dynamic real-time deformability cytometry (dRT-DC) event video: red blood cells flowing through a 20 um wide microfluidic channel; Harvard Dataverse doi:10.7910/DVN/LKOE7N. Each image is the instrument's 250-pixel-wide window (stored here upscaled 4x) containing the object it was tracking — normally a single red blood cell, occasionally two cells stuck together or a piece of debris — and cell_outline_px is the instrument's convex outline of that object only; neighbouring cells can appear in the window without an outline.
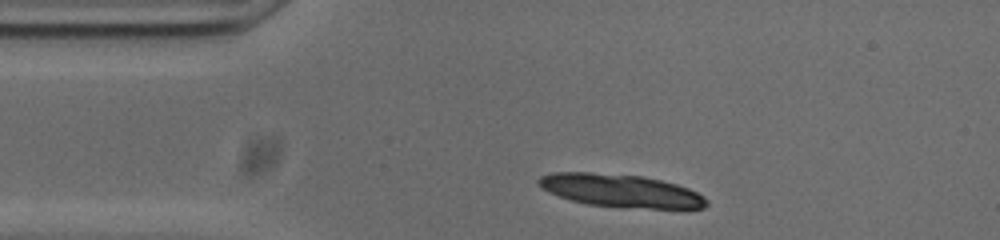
{"species": "common noctule bat (a hibernating species)", "species_latin": "Nyctalus noctula", "temperature_condition": "cold", "stored_images_in_passage": 44, "camera_frame_rate_fps": 3000, "um_per_image_px": 0.085, "animal": {"sex": "male", "body_mass_g": 20.0, "forearm_length_mm": 53.3}, "frame": {"image": 1, "passage_image": 1, "time_ms": 0.0, "image_size_px": [1000, 240], "cell_outline_px": [[708, 204], [704, 208], [620, 208], [588, 204], [572, 200], [548, 192], [540, 188], [536, 184], [536, 180], [540, 176], [552, 172], [588, 172], [644, 176], [676, 184], [688, 188], [704, 196], [708, 200]], "centroid_in_image_um": [52.72, 16.21], "position_along_channel_um": 32.3, "area_um2": 32.48}}
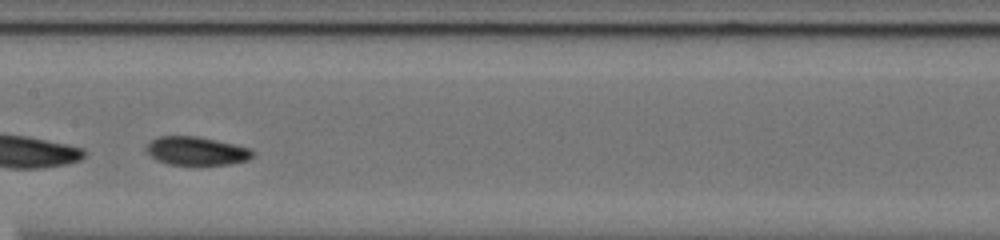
{"frame": {"image": 2, "passage_image": 17, "time_ms": 5.333, "image_size_px": [1000, 240], "cell_outline_px": [[256, 156], [248, 160], [228, 164], [168, 164], [156, 160], [144, 148], [152, 140], [160, 136], [196, 136], [216, 140], [252, 148], [256, 152]], "centroid_in_image_um": [16.76, 12.83], "position_along_channel_um": 190.6, "area_um2": 17.63}}
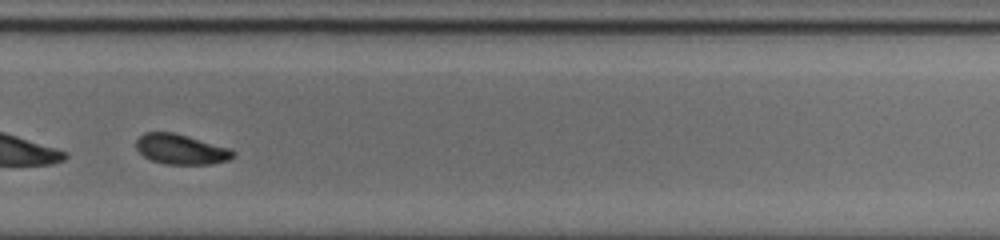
{"frame": {"image": 3, "passage_image": 27, "time_ms": 8.667, "image_size_px": [1000, 240], "cell_outline_px": [[236, 156], [228, 160], [208, 164], [164, 164], [152, 160], [144, 156], [136, 148], [136, 140], [144, 132], [172, 132], [232, 148], [236, 152]], "centroid_in_image_um": [15.41, 12.69], "position_along_channel_um": 314.4, "area_um2": 17.05}, "authors_computed_cell_mechanics": {"area_um2": 17.8891, "velocity_mm_per_s": 3.7214, "shape_relaxation_time_tau1_ms": 7.4316, "shape_relaxation_time_tau2_ms": 2.7505, "deformation_change_tau1": 0.1377, "deformation_change_tau2": 0.0696}}